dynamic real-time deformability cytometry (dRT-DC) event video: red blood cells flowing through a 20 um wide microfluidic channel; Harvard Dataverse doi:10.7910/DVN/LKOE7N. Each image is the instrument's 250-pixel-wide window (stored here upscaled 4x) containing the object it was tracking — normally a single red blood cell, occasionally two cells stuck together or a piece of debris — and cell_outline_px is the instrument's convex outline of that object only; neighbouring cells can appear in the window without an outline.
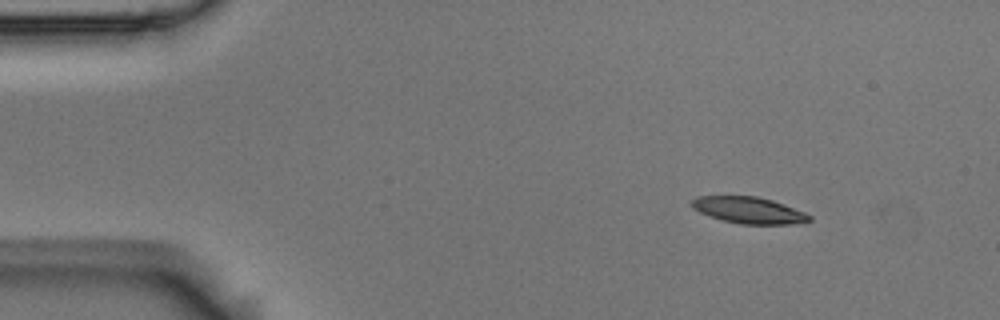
{"species": "Egyptian fruit bat (a non-hibernating species)", "species_latin": "Rousettus aegyptiacus", "temperature_condition": "room temperature", "stored_images_in_passage": 7, "camera_frame_rate_fps": 3000, "um_per_image_px": 0.085, "animal": {"sex": "male"}, "frame": {"image": 1, "passage_image": 1, "time_ms": 0.0, "image_size_px": [1000, 320], "cell_outline_px": [[812, 220], [804, 224], [740, 224], [708, 216], [692, 208], [692, 200], [696, 196], [756, 196], [772, 200], [804, 212], [812, 216]], "centroid_in_image_um": [63.68, 17.88], "position_along_channel_um": 21.3, "area_um2": 18.21}}
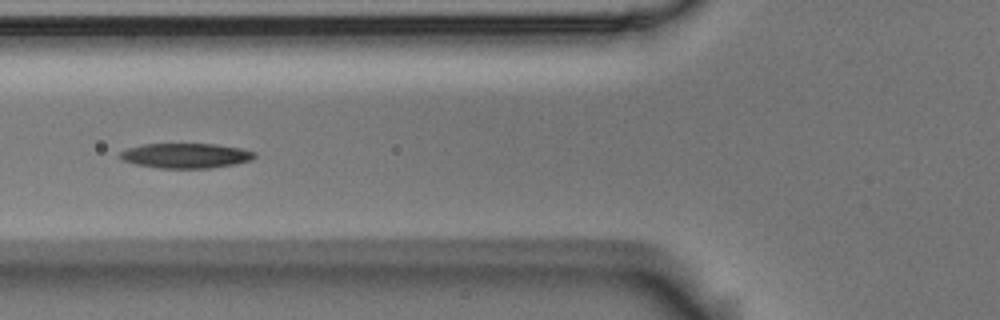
{"frame": {"image": 2, "passage_image": 5, "time_ms": 1.333, "image_size_px": [1000, 320], "cell_outline_px": [[256, 156], [252, 160], [232, 164], [208, 168], [160, 168], [136, 164], [124, 160], [116, 156], [120, 152], [128, 148], [144, 144], [216, 144], [240, 148], [256, 152]], "centroid_in_image_um": [15.78, 13.22], "position_along_channel_um": 110.0, "area_um2": 19.42}}
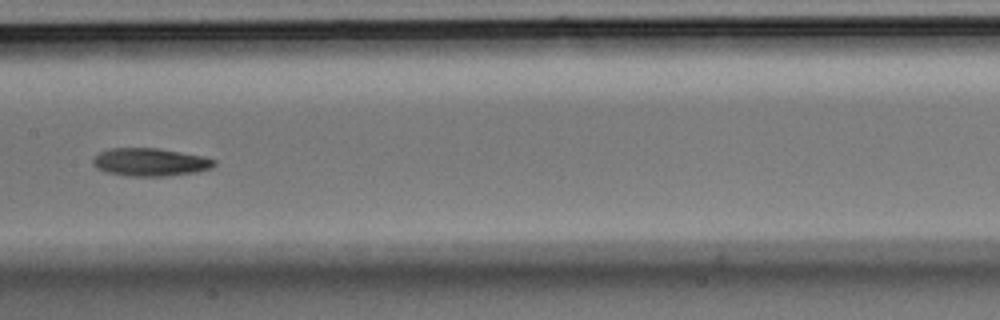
{"frame": {"image": 3, "passage_image": 7, "time_ms": 2.0, "image_size_px": [1000, 320], "cell_outline_px": [[216, 164], [212, 168], [196, 172], [168, 176], [128, 176], [104, 172], [96, 168], [92, 164], [92, 160], [100, 152], [108, 148], [160, 148], [204, 156], [216, 160]], "centroid_in_image_um": [12.77, 13.78], "position_along_channel_um": 194.6, "area_um2": 20.0}}